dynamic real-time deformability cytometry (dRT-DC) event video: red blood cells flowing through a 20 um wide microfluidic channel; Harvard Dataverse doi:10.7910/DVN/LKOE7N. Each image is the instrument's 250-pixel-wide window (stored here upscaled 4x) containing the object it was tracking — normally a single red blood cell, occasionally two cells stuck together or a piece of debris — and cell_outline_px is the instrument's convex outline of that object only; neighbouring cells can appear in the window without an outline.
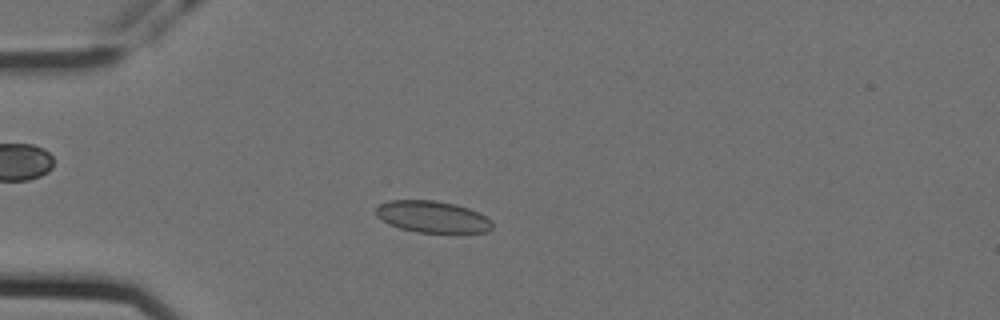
{"species": "Egyptian fruit bat (a non-hibernating species)", "species_latin": "Rousettus aegyptiacus", "temperature_condition": "cold", "stored_images_in_passage": 56, "camera_frame_rate_fps": 3000, "um_per_image_px": 0.085, "animal": {"sex": "female"}, "frame": {"image": 1, "passage_image": 15, "time_ms": 4.667, "image_size_px": [1000, 320], "cell_outline_px": [[492, 228], [488, 232], [416, 232], [400, 228], [388, 224], [376, 216], [376, 208], [380, 204], [388, 200], [432, 200], [456, 204], [468, 208], [492, 220]], "centroid_in_image_um": [36.73, 18.42], "position_along_channel_um": 48.3, "area_um2": 21.39}}
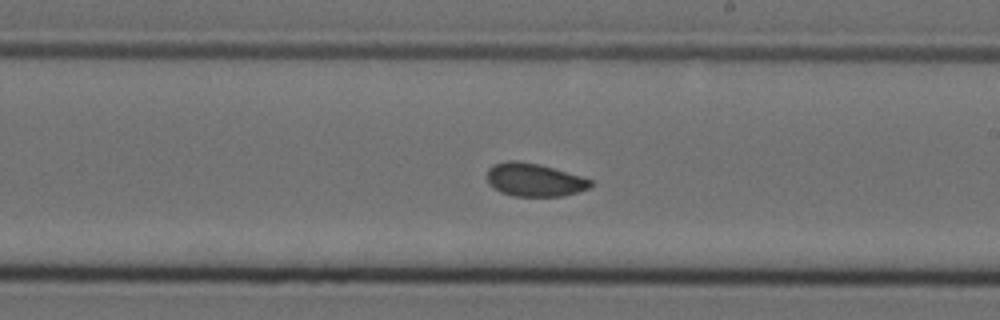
{"frame": {"image": 2, "passage_image": 33, "time_ms": 10.667, "image_size_px": [1000, 320], "cell_outline_px": [[592, 184], [588, 188], [564, 196], [512, 196], [500, 192], [492, 188], [488, 184], [488, 168], [492, 164], [508, 160], [516, 160], [540, 164], [580, 176], [592, 180]], "centroid_in_image_um": [45.37, 15.28], "position_along_channel_um": 243.6, "area_um2": 20.06}}
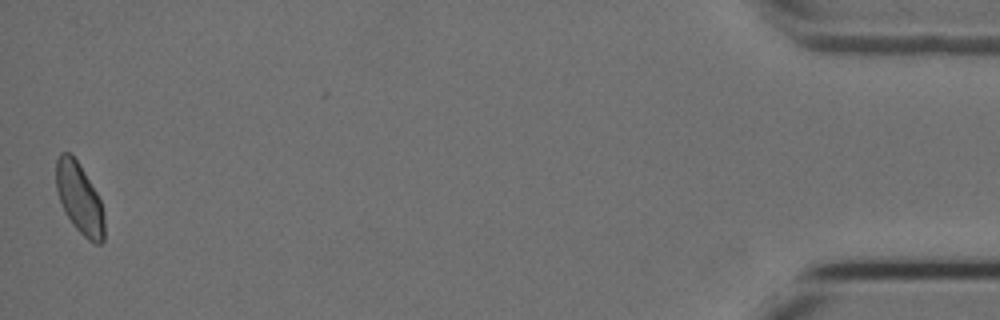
{"frame": {"image": 3, "passage_image": 56, "time_ms": 18.333, "image_size_px": [1000, 320], "cell_outline_px": [[104, 240], [100, 244], [96, 244], [88, 240], [72, 224], [64, 212], [56, 188], [56, 160], [60, 152], [68, 152], [76, 160], [84, 172], [96, 192], [100, 200], [104, 212]], "centroid_in_image_um": [6.75, 16.89], "position_along_channel_um": 428.4, "area_um2": 19.71}, "authors_computed_cell_mechanics": {"area_um2": 20.6346, "velocity_mm_per_s": 3.5466, "shape_relaxation_time_tau1_ms": 6.1862, "shape_relaxation_time_tau2_ms": 1.4134, "deformation_change_tau1": 0.1043, "deformation_change_tau2": 0.0558}}